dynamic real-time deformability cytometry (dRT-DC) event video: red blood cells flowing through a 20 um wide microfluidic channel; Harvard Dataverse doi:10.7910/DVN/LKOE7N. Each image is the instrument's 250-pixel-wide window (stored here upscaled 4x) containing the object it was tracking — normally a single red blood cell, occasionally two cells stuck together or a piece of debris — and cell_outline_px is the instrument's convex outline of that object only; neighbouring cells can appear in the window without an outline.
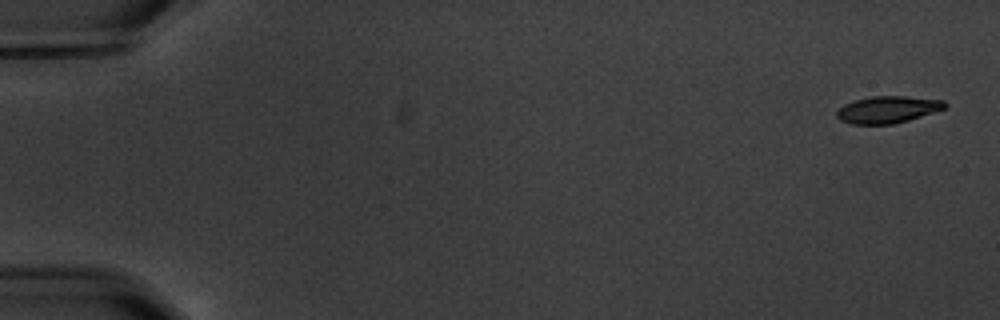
{"species": "common noctule bat (a hibernating species)", "species_latin": "Nyctalus noctula", "temperature_condition": "warm", "stored_images_in_passage": 5, "camera_frame_rate_fps": 3000, "um_per_image_px": 0.085, "animal": {"sex": "male", "body_mass_g": 20.1, "forearm_length_mm": 53.5}, "frame": {"image": 1, "passage_image": 1, "time_ms": 0.0, "image_size_px": [1000, 320], "cell_outline_px": [[948, 104], [944, 108], [908, 120], [892, 124], [852, 124], [840, 120], [836, 116], [836, 112], [844, 104], [856, 100], [872, 96], [904, 96], [944, 100]], "centroid_in_image_um": [75.43, 9.31], "position_along_channel_um": 9.6, "area_um2": 16.76}}
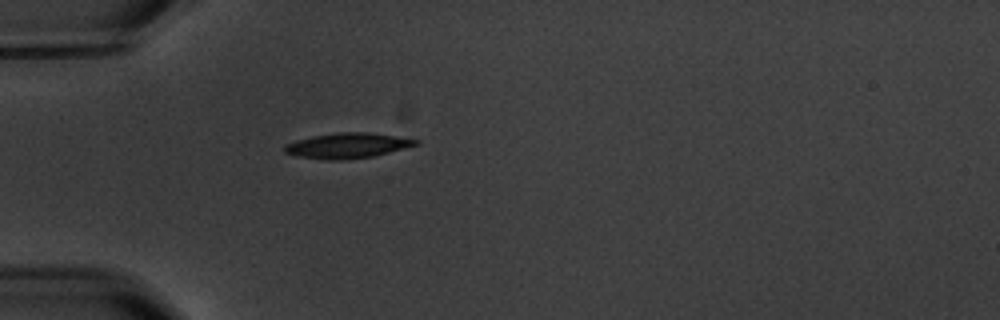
{"frame": {"image": 2, "passage_image": 5, "time_ms": 5.333, "image_size_px": [1000, 320], "cell_outline_px": [[420, 144], [372, 156], [340, 160], [328, 160], [296, 156], [284, 152], [284, 144], [296, 140], [312, 136], [340, 132], [368, 132], [420, 140]], "centroid_in_image_um": [29.49, 12.37], "position_along_channel_um": 55.5, "area_um2": 19.13}}